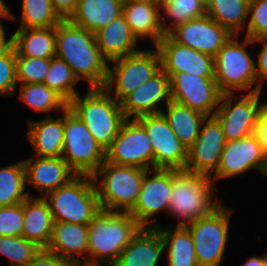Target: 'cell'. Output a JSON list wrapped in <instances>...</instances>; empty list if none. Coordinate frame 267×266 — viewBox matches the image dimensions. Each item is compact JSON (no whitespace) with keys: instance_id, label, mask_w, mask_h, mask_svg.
I'll return each instance as SVG.
<instances>
[{"instance_id":"obj_19","label":"cell","mask_w":267,"mask_h":266,"mask_svg":"<svg viewBox=\"0 0 267 266\" xmlns=\"http://www.w3.org/2000/svg\"><path fill=\"white\" fill-rule=\"evenodd\" d=\"M169 35L176 42L213 57L232 36L207 14L185 22Z\"/></svg>"},{"instance_id":"obj_48","label":"cell","mask_w":267,"mask_h":266,"mask_svg":"<svg viewBox=\"0 0 267 266\" xmlns=\"http://www.w3.org/2000/svg\"><path fill=\"white\" fill-rule=\"evenodd\" d=\"M241 266H264V256H251Z\"/></svg>"},{"instance_id":"obj_10","label":"cell","mask_w":267,"mask_h":266,"mask_svg":"<svg viewBox=\"0 0 267 266\" xmlns=\"http://www.w3.org/2000/svg\"><path fill=\"white\" fill-rule=\"evenodd\" d=\"M233 210L219 206L210 215L186 225L191 233L199 266H220L229 236Z\"/></svg>"},{"instance_id":"obj_6","label":"cell","mask_w":267,"mask_h":266,"mask_svg":"<svg viewBox=\"0 0 267 266\" xmlns=\"http://www.w3.org/2000/svg\"><path fill=\"white\" fill-rule=\"evenodd\" d=\"M43 197L49 204L54 222L89 225L101 209L91 175H76Z\"/></svg>"},{"instance_id":"obj_32","label":"cell","mask_w":267,"mask_h":266,"mask_svg":"<svg viewBox=\"0 0 267 266\" xmlns=\"http://www.w3.org/2000/svg\"><path fill=\"white\" fill-rule=\"evenodd\" d=\"M250 0H210L206 4V14L218 22L231 35L245 30Z\"/></svg>"},{"instance_id":"obj_22","label":"cell","mask_w":267,"mask_h":266,"mask_svg":"<svg viewBox=\"0 0 267 266\" xmlns=\"http://www.w3.org/2000/svg\"><path fill=\"white\" fill-rule=\"evenodd\" d=\"M89 225L67 222H54L52 237L47 251L75 262L78 266H87ZM84 255V256H83ZM82 257V259H81Z\"/></svg>"},{"instance_id":"obj_26","label":"cell","mask_w":267,"mask_h":266,"mask_svg":"<svg viewBox=\"0 0 267 266\" xmlns=\"http://www.w3.org/2000/svg\"><path fill=\"white\" fill-rule=\"evenodd\" d=\"M23 212L22 236L41 249H46L50 243L54 225L48 202L43 196L40 198L29 196L23 201Z\"/></svg>"},{"instance_id":"obj_28","label":"cell","mask_w":267,"mask_h":266,"mask_svg":"<svg viewBox=\"0 0 267 266\" xmlns=\"http://www.w3.org/2000/svg\"><path fill=\"white\" fill-rule=\"evenodd\" d=\"M123 4L124 0H78L69 20L95 33L123 14Z\"/></svg>"},{"instance_id":"obj_51","label":"cell","mask_w":267,"mask_h":266,"mask_svg":"<svg viewBox=\"0 0 267 266\" xmlns=\"http://www.w3.org/2000/svg\"><path fill=\"white\" fill-rule=\"evenodd\" d=\"M202 1L207 4L210 0H202Z\"/></svg>"},{"instance_id":"obj_8","label":"cell","mask_w":267,"mask_h":266,"mask_svg":"<svg viewBox=\"0 0 267 266\" xmlns=\"http://www.w3.org/2000/svg\"><path fill=\"white\" fill-rule=\"evenodd\" d=\"M63 113L64 147L62 157L77 175L92 176L106 160V152L69 107Z\"/></svg>"},{"instance_id":"obj_15","label":"cell","mask_w":267,"mask_h":266,"mask_svg":"<svg viewBox=\"0 0 267 266\" xmlns=\"http://www.w3.org/2000/svg\"><path fill=\"white\" fill-rule=\"evenodd\" d=\"M148 173L149 170L143 178L138 199L128 213L142 227L153 228L159 226L156 222L154 223L153 217L162 212L161 210L169 211L173 169H151L153 174L151 177Z\"/></svg>"},{"instance_id":"obj_9","label":"cell","mask_w":267,"mask_h":266,"mask_svg":"<svg viewBox=\"0 0 267 266\" xmlns=\"http://www.w3.org/2000/svg\"><path fill=\"white\" fill-rule=\"evenodd\" d=\"M111 68L108 65L107 78L104 89L114 92V99L121 102L128 94L133 92L140 84L156 75L161 68V57L158 49L144 51L114 59ZM110 66V67H109Z\"/></svg>"},{"instance_id":"obj_35","label":"cell","mask_w":267,"mask_h":266,"mask_svg":"<svg viewBox=\"0 0 267 266\" xmlns=\"http://www.w3.org/2000/svg\"><path fill=\"white\" fill-rule=\"evenodd\" d=\"M19 99L36 112L64 111L68 103L44 83L20 84Z\"/></svg>"},{"instance_id":"obj_40","label":"cell","mask_w":267,"mask_h":266,"mask_svg":"<svg viewBox=\"0 0 267 266\" xmlns=\"http://www.w3.org/2000/svg\"><path fill=\"white\" fill-rule=\"evenodd\" d=\"M245 37L251 40L267 37V0H250Z\"/></svg>"},{"instance_id":"obj_16","label":"cell","mask_w":267,"mask_h":266,"mask_svg":"<svg viewBox=\"0 0 267 266\" xmlns=\"http://www.w3.org/2000/svg\"><path fill=\"white\" fill-rule=\"evenodd\" d=\"M221 95L215 77H200L182 72L170 78L171 100L188 106L206 117L215 114Z\"/></svg>"},{"instance_id":"obj_20","label":"cell","mask_w":267,"mask_h":266,"mask_svg":"<svg viewBox=\"0 0 267 266\" xmlns=\"http://www.w3.org/2000/svg\"><path fill=\"white\" fill-rule=\"evenodd\" d=\"M165 105L171 101L170 77L161 69L156 75L140 84L121 102L126 119L161 113L160 102Z\"/></svg>"},{"instance_id":"obj_21","label":"cell","mask_w":267,"mask_h":266,"mask_svg":"<svg viewBox=\"0 0 267 266\" xmlns=\"http://www.w3.org/2000/svg\"><path fill=\"white\" fill-rule=\"evenodd\" d=\"M34 157L23 161L26 186L29 184L45 195L67 184L77 174L69 167L63 157Z\"/></svg>"},{"instance_id":"obj_30","label":"cell","mask_w":267,"mask_h":266,"mask_svg":"<svg viewBox=\"0 0 267 266\" xmlns=\"http://www.w3.org/2000/svg\"><path fill=\"white\" fill-rule=\"evenodd\" d=\"M165 108L166 112L162 110L161 113L179 141L189 149L197 139L206 116L173 100Z\"/></svg>"},{"instance_id":"obj_44","label":"cell","mask_w":267,"mask_h":266,"mask_svg":"<svg viewBox=\"0 0 267 266\" xmlns=\"http://www.w3.org/2000/svg\"><path fill=\"white\" fill-rule=\"evenodd\" d=\"M253 43H262V48L257 54V62L255 64L259 85L263 88V82L267 80V37L253 40Z\"/></svg>"},{"instance_id":"obj_43","label":"cell","mask_w":267,"mask_h":266,"mask_svg":"<svg viewBox=\"0 0 267 266\" xmlns=\"http://www.w3.org/2000/svg\"><path fill=\"white\" fill-rule=\"evenodd\" d=\"M25 266H78L75 262L41 249Z\"/></svg>"},{"instance_id":"obj_14","label":"cell","mask_w":267,"mask_h":266,"mask_svg":"<svg viewBox=\"0 0 267 266\" xmlns=\"http://www.w3.org/2000/svg\"><path fill=\"white\" fill-rule=\"evenodd\" d=\"M147 131L136 119H127L106 151V161L117 165L153 169V149Z\"/></svg>"},{"instance_id":"obj_18","label":"cell","mask_w":267,"mask_h":266,"mask_svg":"<svg viewBox=\"0 0 267 266\" xmlns=\"http://www.w3.org/2000/svg\"><path fill=\"white\" fill-rule=\"evenodd\" d=\"M226 140L218 120L206 117L200 133L188 149L185 170L192 173L212 176L219 167Z\"/></svg>"},{"instance_id":"obj_38","label":"cell","mask_w":267,"mask_h":266,"mask_svg":"<svg viewBox=\"0 0 267 266\" xmlns=\"http://www.w3.org/2000/svg\"><path fill=\"white\" fill-rule=\"evenodd\" d=\"M41 250L23 236H0V253L8 257L10 266L27 265Z\"/></svg>"},{"instance_id":"obj_23","label":"cell","mask_w":267,"mask_h":266,"mask_svg":"<svg viewBox=\"0 0 267 266\" xmlns=\"http://www.w3.org/2000/svg\"><path fill=\"white\" fill-rule=\"evenodd\" d=\"M160 1L124 0L123 15L137 39L150 38L154 46L163 38Z\"/></svg>"},{"instance_id":"obj_12","label":"cell","mask_w":267,"mask_h":266,"mask_svg":"<svg viewBox=\"0 0 267 266\" xmlns=\"http://www.w3.org/2000/svg\"><path fill=\"white\" fill-rule=\"evenodd\" d=\"M147 131L153 149V169L185 170L188 149L176 137L162 113L136 119Z\"/></svg>"},{"instance_id":"obj_24","label":"cell","mask_w":267,"mask_h":266,"mask_svg":"<svg viewBox=\"0 0 267 266\" xmlns=\"http://www.w3.org/2000/svg\"><path fill=\"white\" fill-rule=\"evenodd\" d=\"M164 251L159 230L142 227L112 266H157Z\"/></svg>"},{"instance_id":"obj_46","label":"cell","mask_w":267,"mask_h":266,"mask_svg":"<svg viewBox=\"0 0 267 266\" xmlns=\"http://www.w3.org/2000/svg\"><path fill=\"white\" fill-rule=\"evenodd\" d=\"M257 133L260 140L263 142L267 153V102H263L259 112Z\"/></svg>"},{"instance_id":"obj_41","label":"cell","mask_w":267,"mask_h":266,"mask_svg":"<svg viewBox=\"0 0 267 266\" xmlns=\"http://www.w3.org/2000/svg\"><path fill=\"white\" fill-rule=\"evenodd\" d=\"M23 219V202L0 206V236H22Z\"/></svg>"},{"instance_id":"obj_33","label":"cell","mask_w":267,"mask_h":266,"mask_svg":"<svg viewBox=\"0 0 267 266\" xmlns=\"http://www.w3.org/2000/svg\"><path fill=\"white\" fill-rule=\"evenodd\" d=\"M160 9L163 10L162 12L165 15L161 12L163 34L169 35L174 29L185 22L205 15L206 3L202 0H161ZM165 17H168L170 21L172 20L169 25L163 22Z\"/></svg>"},{"instance_id":"obj_2","label":"cell","mask_w":267,"mask_h":266,"mask_svg":"<svg viewBox=\"0 0 267 266\" xmlns=\"http://www.w3.org/2000/svg\"><path fill=\"white\" fill-rule=\"evenodd\" d=\"M141 228L128 212L100 209L89 224L87 266H112Z\"/></svg>"},{"instance_id":"obj_29","label":"cell","mask_w":267,"mask_h":266,"mask_svg":"<svg viewBox=\"0 0 267 266\" xmlns=\"http://www.w3.org/2000/svg\"><path fill=\"white\" fill-rule=\"evenodd\" d=\"M15 54L32 58L56 56V27L18 28L13 33Z\"/></svg>"},{"instance_id":"obj_7","label":"cell","mask_w":267,"mask_h":266,"mask_svg":"<svg viewBox=\"0 0 267 266\" xmlns=\"http://www.w3.org/2000/svg\"><path fill=\"white\" fill-rule=\"evenodd\" d=\"M147 171V169L117 165L105 160L92 175L101 209L129 212L138 199ZM99 178H101L100 183Z\"/></svg>"},{"instance_id":"obj_50","label":"cell","mask_w":267,"mask_h":266,"mask_svg":"<svg viewBox=\"0 0 267 266\" xmlns=\"http://www.w3.org/2000/svg\"><path fill=\"white\" fill-rule=\"evenodd\" d=\"M264 266H267V253L264 254Z\"/></svg>"},{"instance_id":"obj_5","label":"cell","mask_w":267,"mask_h":266,"mask_svg":"<svg viewBox=\"0 0 267 266\" xmlns=\"http://www.w3.org/2000/svg\"><path fill=\"white\" fill-rule=\"evenodd\" d=\"M238 36L232 35L214 57L215 81L222 94H235L237 90H247V93L262 91L256 64L246 50V46L254 44L253 40L245 37L239 43Z\"/></svg>"},{"instance_id":"obj_34","label":"cell","mask_w":267,"mask_h":266,"mask_svg":"<svg viewBox=\"0 0 267 266\" xmlns=\"http://www.w3.org/2000/svg\"><path fill=\"white\" fill-rule=\"evenodd\" d=\"M26 188L23 160L0 168V206L22 203L30 196Z\"/></svg>"},{"instance_id":"obj_25","label":"cell","mask_w":267,"mask_h":266,"mask_svg":"<svg viewBox=\"0 0 267 266\" xmlns=\"http://www.w3.org/2000/svg\"><path fill=\"white\" fill-rule=\"evenodd\" d=\"M95 38L108 62L140 51L136 48L138 39L123 14L95 32Z\"/></svg>"},{"instance_id":"obj_45","label":"cell","mask_w":267,"mask_h":266,"mask_svg":"<svg viewBox=\"0 0 267 266\" xmlns=\"http://www.w3.org/2000/svg\"><path fill=\"white\" fill-rule=\"evenodd\" d=\"M52 6L62 20H69L77 9L78 0H51Z\"/></svg>"},{"instance_id":"obj_39","label":"cell","mask_w":267,"mask_h":266,"mask_svg":"<svg viewBox=\"0 0 267 266\" xmlns=\"http://www.w3.org/2000/svg\"><path fill=\"white\" fill-rule=\"evenodd\" d=\"M17 83H43L50 67V58H32L15 54Z\"/></svg>"},{"instance_id":"obj_31","label":"cell","mask_w":267,"mask_h":266,"mask_svg":"<svg viewBox=\"0 0 267 266\" xmlns=\"http://www.w3.org/2000/svg\"><path fill=\"white\" fill-rule=\"evenodd\" d=\"M156 228L162 236L164 250L167 249L168 266H199L193 239L186 226Z\"/></svg>"},{"instance_id":"obj_47","label":"cell","mask_w":267,"mask_h":266,"mask_svg":"<svg viewBox=\"0 0 267 266\" xmlns=\"http://www.w3.org/2000/svg\"><path fill=\"white\" fill-rule=\"evenodd\" d=\"M3 24L0 22V57L7 55L13 48V34L9 39L5 36Z\"/></svg>"},{"instance_id":"obj_3","label":"cell","mask_w":267,"mask_h":266,"mask_svg":"<svg viewBox=\"0 0 267 266\" xmlns=\"http://www.w3.org/2000/svg\"><path fill=\"white\" fill-rule=\"evenodd\" d=\"M68 107L81 119L105 152L127 120L120 102L104 88H89L84 96H75Z\"/></svg>"},{"instance_id":"obj_1","label":"cell","mask_w":267,"mask_h":266,"mask_svg":"<svg viewBox=\"0 0 267 266\" xmlns=\"http://www.w3.org/2000/svg\"><path fill=\"white\" fill-rule=\"evenodd\" d=\"M56 57L64 60L78 80H88V88H103L108 61L102 56L95 33L61 20L56 26Z\"/></svg>"},{"instance_id":"obj_17","label":"cell","mask_w":267,"mask_h":266,"mask_svg":"<svg viewBox=\"0 0 267 266\" xmlns=\"http://www.w3.org/2000/svg\"><path fill=\"white\" fill-rule=\"evenodd\" d=\"M161 57V68L171 78L177 73L215 77L214 57L176 42L164 35L155 46Z\"/></svg>"},{"instance_id":"obj_4","label":"cell","mask_w":267,"mask_h":266,"mask_svg":"<svg viewBox=\"0 0 267 266\" xmlns=\"http://www.w3.org/2000/svg\"><path fill=\"white\" fill-rule=\"evenodd\" d=\"M213 190L211 176L173 169L168 213L179 219L177 226H186L217 209L221 204Z\"/></svg>"},{"instance_id":"obj_37","label":"cell","mask_w":267,"mask_h":266,"mask_svg":"<svg viewBox=\"0 0 267 266\" xmlns=\"http://www.w3.org/2000/svg\"><path fill=\"white\" fill-rule=\"evenodd\" d=\"M61 20L51 0H23L19 28H51L56 27Z\"/></svg>"},{"instance_id":"obj_13","label":"cell","mask_w":267,"mask_h":266,"mask_svg":"<svg viewBox=\"0 0 267 266\" xmlns=\"http://www.w3.org/2000/svg\"><path fill=\"white\" fill-rule=\"evenodd\" d=\"M252 169L267 176V153L257 132L226 142L219 167L211 179L214 182Z\"/></svg>"},{"instance_id":"obj_27","label":"cell","mask_w":267,"mask_h":266,"mask_svg":"<svg viewBox=\"0 0 267 266\" xmlns=\"http://www.w3.org/2000/svg\"><path fill=\"white\" fill-rule=\"evenodd\" d=\"M27 140L35 148L37 157H62L64 147V115L39 121L29 120Z\"/></svg>"},{"instance_id":"obj_36","label":"cell","mask_w":267,"mask_h":266,"mask_svg":"<svg viewBox=\"0 0 267 266\" xmlns=\"http://www.w3.org/2000/svg\"><path fill=\"white\" fill-rule=\"evenodd\" d=\"M78 81L71 67L64 60L56 56L50 58L49 71L43 83L59 94L67 103L79 94L74 87Z\"/></svg>"},{"instance_id":"obj_11","label":"cell","mask_w":267,"mask_h":266,"mask_svg":"<svg viewBox=\"0 0 267 266\" xmlns=\"http://www.w3.org/2000/svg\"><path fill=\"white\" fill-rule=\"evenodd\" d=\"M260 96L261 91L245 93L238 99L234 98V94L221 95L218 109L213 116L220 123L226 142L257 132L259 112L263 105Z\"/></svg>"},{"instance_id":"obj_49","label":"cell","mask_w":267,"mask_h":266,"mask_svg":"<svg viewBox=\"0 0 267 266\" xmlns=\"http://www.w3.org/2000/svg\"><path fill=\"white\" fill-rule=\"evenodd\" d=\"M0 18H6L9 20L16 18L3 0H0Z\"/></svg>"},{"instance_id":"obj_42","label":"cell","mask_w":267,"mask_h":266,"mask_svg":"<svg viewBox=\"0 0 267 266\" xmlns=\"http://www.w3.org/2000/svg\"><path fill=\"white\" fill-rule=\"evenodd\" d=\"M17 87L16 59L14 48L0 57V96L14 95Z\"/></svg>"}]
</instances>
